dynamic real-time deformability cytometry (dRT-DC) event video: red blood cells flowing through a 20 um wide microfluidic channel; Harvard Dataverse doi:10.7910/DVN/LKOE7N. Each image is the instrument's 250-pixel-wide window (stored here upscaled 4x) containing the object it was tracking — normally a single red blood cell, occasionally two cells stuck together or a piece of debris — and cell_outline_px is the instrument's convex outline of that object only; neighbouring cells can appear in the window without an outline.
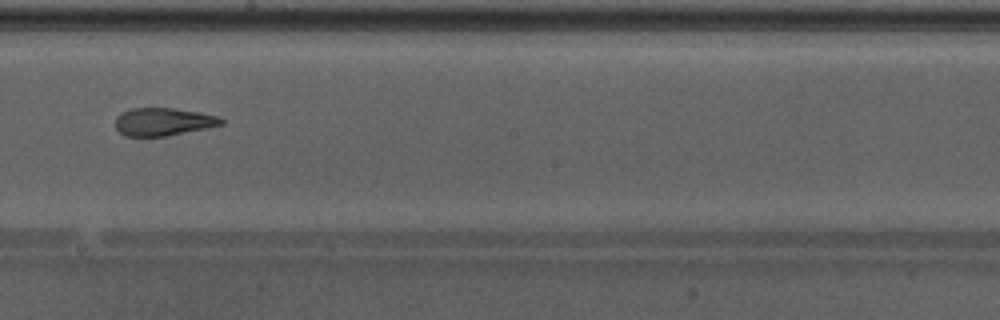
{"species": "Egyptian fruit bat (a non-hibernating species)", "species_latin": "Rousettus aegyptiacus", "temperature_condition": "warm", "stored_images_in_passage": 32, "camera_frame_rate_fps": 3000, "um_per_image_px": 0.085, "animal": {"sex": "male"}, "frame": {"image": 1, "passage_image": 22, "time_ms": 7.0, "image_size_px": [1000, 320], "cell_outline_px": [[224, 124], [208, 128], [164, 136], [124, 136], [116, 128], [116, 116], [120, 112], [132, 108], [172, 108], [200, 112], [216, 116], [224, 120]], "centroid_in_image_um": [13.86, 10.34], "position_along_channel_um": 234.3, "area_um2": 17.17}, "authors_computed_cell_mechanics": {"area_um2": 17.8602, "velocity_mm_per_s": 4.3197, "shape_relaxation_time_tau1_ms": null, "shape_relaxation_time_tau2_ms": 2.7101, "deformation_change_tau1": null, "deformation_change_tau2": 0.1257}}